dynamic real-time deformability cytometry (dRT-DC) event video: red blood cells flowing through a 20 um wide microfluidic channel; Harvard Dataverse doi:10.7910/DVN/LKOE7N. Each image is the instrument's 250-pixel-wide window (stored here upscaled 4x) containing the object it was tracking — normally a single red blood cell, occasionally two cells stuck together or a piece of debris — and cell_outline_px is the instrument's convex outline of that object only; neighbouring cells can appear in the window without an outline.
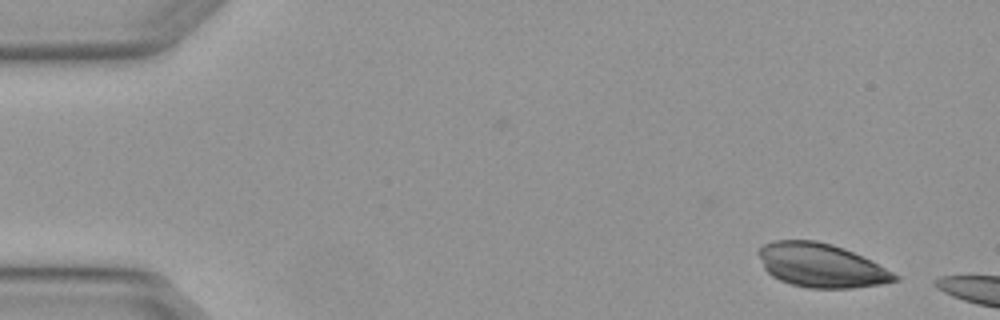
{"species": "Egyptian fruit bat (a non-hibernating species)", "species_latin": "Rousettus aegyptiacus", "temperature_condition": "warm", "stored_images_in_passage": 4, "camera_frame_rate_fps": 3000, "um_per_image_px": 0.085, "animal": {"sex": "female"}, "frame": {"image": 1, "passage_image": 1, "time_ms": 0.0, "image_size_px": [1000, 320], "cell_outline_px": [[900, 280], [880, 284], [852, 288], [808, 288], [792, 284], [780, 280], [772, 276], [764, 268], [756, 252], [764, 244], [776, 240], [816, 240], [832, 244], [844, 248], [900, 276]], "centroid_in_image_um": [69.76, 22.56], "position_along_channel_um": 15.2, "area_um2": 34.51}}
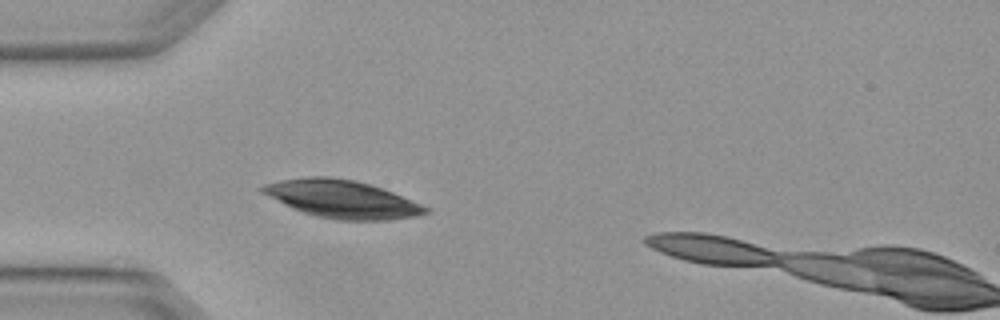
{"frame": {"image": 2, "passage_image": 4, "time_ms": 1.0, "image_size_px": [1000, 320], "cell_outline_px": [[432, 208], [428, 212], [412, 216], [388, 220], [336, 220], [316, 216], [292, 208], [260, 192], [260, 188], [264, 184], [280, 180], [304, 176], [328, 176], [356, 180], [392, 192]], "centroid_in_image_um": [29.04, 16.91], "position_along_channel_um": 56.0, "area_um2": 35.78}}